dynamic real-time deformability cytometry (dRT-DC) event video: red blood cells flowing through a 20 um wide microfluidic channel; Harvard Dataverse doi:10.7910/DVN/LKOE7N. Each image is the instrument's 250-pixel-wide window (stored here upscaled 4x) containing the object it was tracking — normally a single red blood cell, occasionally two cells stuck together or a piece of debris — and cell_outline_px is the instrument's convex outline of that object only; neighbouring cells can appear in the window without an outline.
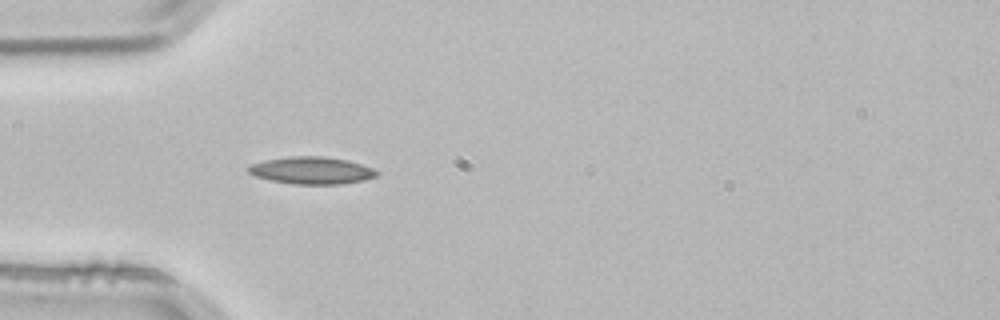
{"species": "common noctule bat (a hibernating species)", "species_latin": "Nyctalus noctula", "temperature_condition": "room temperature", "stored_images_in_passage": 2, "camera_frame_rate_fps": 3000, "um_per_image_px": 0.085, "animal": {"sex": "male", "body_mass_g": 21.5, "forearm_length_mm": 52.0}, "frame": {"image": 1, "passage_image": 2, "time_ms": 0.333, "image_size_px": [1000, 320], "cell_outline_px": [[380, 172], [376, 176], [364, 180], [340, 184], [292, 184], [268, 180], [256, 176], [248, 172], [244, 168], [248, 164], [264, 160], [288, 156], [324, 156], [348, 160], [372, 168]], "centroid_in_image_um": [26.43, 14.48], "position_along_channel_um": 58.6, "area_um2": 20.63}}